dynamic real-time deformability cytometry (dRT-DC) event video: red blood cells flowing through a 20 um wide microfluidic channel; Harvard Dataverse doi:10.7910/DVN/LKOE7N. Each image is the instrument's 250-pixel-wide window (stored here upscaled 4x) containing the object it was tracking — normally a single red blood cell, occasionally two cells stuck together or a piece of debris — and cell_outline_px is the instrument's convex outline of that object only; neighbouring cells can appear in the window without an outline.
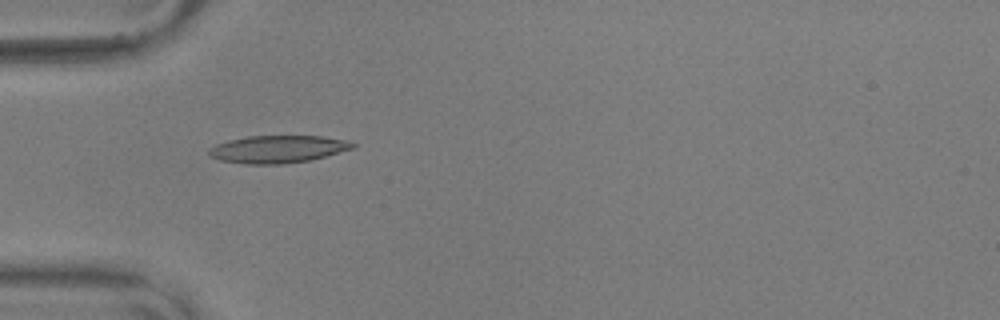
{"species": "common noctule bat (a hibernating species)", "species_latin": "Nyctalus noctula", "temperature_condition": "warm", "stored_images_in_passage": 56, "camera_frame_rate_fps": 3000, "um_per_image_px": 0.085, "animal": {"sex": "male", "body_mass_g": 17.9, "forearm_length_mm": 54.2}, "frame": {"image": 1, "passage_image": 18, "time_ms": 5.667, "image_size_px": [1000, 320], "cell_outline_px": [[356, 148], [312, 160], [280, 164], [244, 164], [220, 160], [208, 156], [208, 148], [216, 144], [228, 140], [248, 136], [320, 136], [344, 140], [356, 144]], "centroid_in_image_um": [23.59, 12.68], "position_along_channel_um": 61.4, "area_um2": 23.18}}
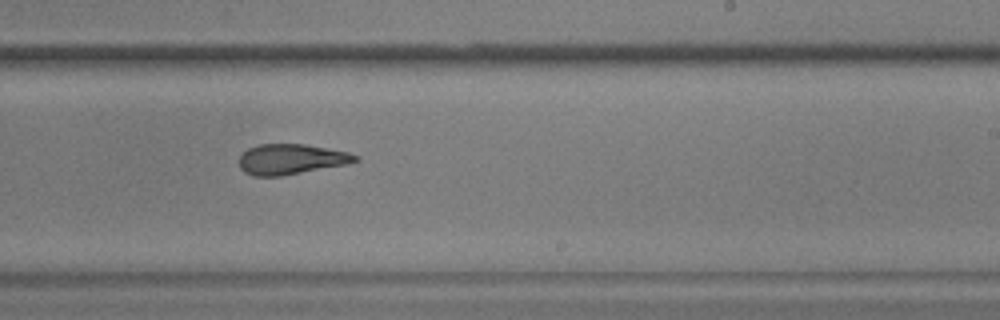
{"frame": {"image": 2, "passage_image": 35, "time_ms": 11.333, "image_size_px": [1000, 320], "cell_outline_px": [[360, 160], [348, 164], [280, 176], [252, 176], [244, 172], [240, 168], [240, 156], [248, 148], [260, 144], [304, 144], [348, 152], [360, 156]], "centroid_in_image_um": [24.76, 13.53], "position_along_channel_um": 264.2, "area_um2": 20.52}}
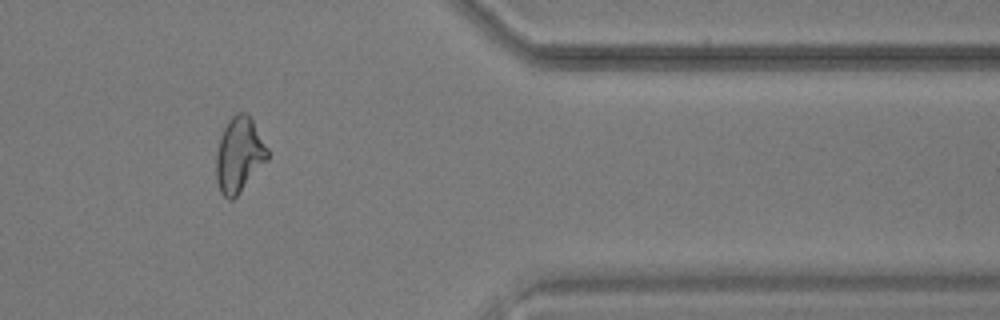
{"frame": {"image": 3, "passage_image": 47, "time_ms": 15.333, "image_size_px": [1000, 320], "cell_outline_px": [[268, 160], [236, 196], [232, 200], [228, 200], [220, 192], [216, 180], [216, 152], [220, 136], [228, 120], [236, 112], [244, 112], [252, 120], [268, 148]], "centroid_in_image_um": [20.31, 13.17], "position_along_channel_um": 391.1, "area_um2": 22.43}, "authors_computed_cell_mechanics": {"area_um2": 21.5594, "velocity_mm_per_s": 3.6317, "shape_relaxation_time_tau1_ms": null, "shape_relaxation_time_tau2_ms": 1.7874, "deformation_change_tau1": null, "deformation_change_tau2": 0.1085}}